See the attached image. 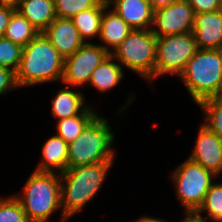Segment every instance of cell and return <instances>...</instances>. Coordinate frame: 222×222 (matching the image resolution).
I'll return each mask as SVG.
<instances>
[{
    "label": "cell",
    "instance_id": "6da1fadb",
    "mask_svg": "<svg viewBox=\"0 0 222 222\" xmlns=\"http://www.w3.org/2000/svg\"><path fill=\"white\" fill-rule=\"evenodd\" d=\"M113 162L67 168L60 174L61 221L78 214L99 192Z\"/></svg>",
    "mask_w": 222,
    "mask_h": 222
},
{
    "label": "cell",
    "instance_id": "7a4b0ae2",
    "mask_svg": "<svg viewBox=\"0 0 222 222\" xmlns=\"http://www.w3.org/2000/svg\"><path fill=\"white\" fill-rule=\"evenodd\" d=\"M64 58L40 32L22 49L21 61L15 72L18 88L62 81Z\"/></svg>",
    "mask_w": 222,
    "mask_h": 222
},
{
    "label": "cell",
    "instance_id": "3957f363",
    "mask_svg": "<svg viewBox=\"0 0 222 222\" xmlns=\"http://www.w3.org/2000/svg\"><path fill=\"white\" fill-rule=\"evenodd\" d=\"M179 78L197 105L222 96V49H198Z\"/></svg>",
    "mask_w": 222,
    "mask_h": 222
},
{
    "label": "cell",
    "instance_id": "277c9868",
    "mask_svg": "<svg viewBox=\"0 0 222 222\" xmlns=\"http://www.w3.org/2000/svg\"><path fill=\"white\" fill-rule=\"evenodd\" d=\"M22 189L21 194L14 196L30 222H48L61 209L59 173L34 170Z\"/></svg>",
    "mask_w": 222,
    "mask_h": 222
},
{
    "label": "cell",
    "instance_id": "5b68a950",
    "mask_svg": "<svg viewBox=\"0 0 222 222\" xmlns=\"http://www.w3.org/2000/svg\"><path fill=\"white\" fill-rule=\"evenodd\" d=\"M112 131L108 119L98 114L74 141L68 143V168L114 162Z\"/></svg>",
    "mask_w": 222,
    "mask_h": 222
},
{
    "label": "cell",
    "instance_id": "8992f818",
    "mask_svg": "<svg viewBox=\"0 0 222 222\" xmlns=\"http://www.w3.org/2000/svg\"><path fill=\"white\" fill-rule=\"evenodd\" d=\"M156 48L157 36L151 29H132L111 55L122 68L151 83L155 79Z\"/></svg>",
    "mask_w": 222,
    "mask_h": 222
},
{
    "label": "cell",
    "instance_id": "52a82bcc",
    "mask_svg": "<svg viewBox=\"0 0 222 222\" xmlns=\"http://www.w3.org/2000/svg\"><path fill=\"white\" fill-rule=\"evenodd\" d=\"M170 178L176 186V197L184 211H191L201 207L207 191L217 176L187 158L178 165Z\"/></svg>",
    "mask_w": 222,
    "mask_h": 222
},
{
    "label": "cell",
    "instance_id": "ba28073f",
    "mask_svg": "<svg viewBox=\"0 0 222 222\" xmlns=\"http://www.w3.org/2000/svg\"><path fill=\"white\" fill-rule=\"evenodd\" d=\"M197 50L192 32L157 37L155 78L165 74L180 76Z\"/></svg>",
    "mask_w": 222,
    "mask_h": 222
},
{
    "label": "cell",
    "instance_id": "9c48e42d",
    "mask_svg": "<svg viewBox=\"0 0 222 222\" xmlns=\"http://www.w3.org/2000/svg\"><path fill=\"white\" fill-rule=\"evenodd\" d=\"M109 55L98 44L86 42L71 56L64 59L62 83L72 87L88 86L92 72Z\"/></svg>",
    "mask_w": 222,
    "mask_h": 222
},
{
    "label": "cell",
    "instance_id": "30bf717a",
    "mask_svg": "<svg viewBox=\"0 0 222 222\" xmlns=\"http://www.w3.org/2000/svg\"><path fill=\"white\" fill-rule=\"evenodd\" d=\"M195 13L186 0L154 10L152 32L168 36L192 32ZM156 27V28H155Z\"/></svg>",
    "mask_w": 222,
    "mask_h": 222
},
{
    "label": "cell",
    "instance_id": "8fae6325",
    "mask_svg": "<svg viewBox=\"0 0 222 222\" xmlns=\"http://www.w3.org/2000/svg\"><path fill=\"white\" fill-rule=\"evenodd\" d=\"M198 131L195 148L188 158L219 177L222 173V139L204 124Z\"/></svg>",
    "mask_w": 222,
    "mask_h": 222
},
{
    "label": "cell",
    "instance_id": "7c38bea8",
    "mask_svg": "<svg viewBox=\"0 0 222 222\" xmlns=\"http://www.w3.org/2000/svg\"><path fill=\"white\" fill-rule=\"evenodd\" d=\"M43 33L64 59L85 44L73 21L69 18L56 17Z\"/></svg>",
    "mask_w": 222,
    "mask_h": 222
},
{
    "label": "cell",
    "instance_id": "4fadbf2b",
    "mask_svg": "<svg viewBox=\"0 0 222 222\" xmlns=\"http://www.w3.org/2000/svg\"><path fill=\"white\" fill-rule=\"evenodd\" d=\"M192 33L198 49H222L220 11L195 14Z\"/></svg>",
    "mask_w": 222,
    "mask_h": 222
},
{
    "label": "cell",
    "instance_id": "5bb4252c",
    "mask_svg": "<svg viewBox=\"0 0 222 222\" xmlns=\"http://www.w3.org/2000/svg\"><path fill=\"white\" fill-rule=\"evenodd\" d=\"M107 3L132 29H152L154 10L148 0H107Z\"/></svg>",
    "mask_w": 222,
    "mask_h": 222
},
{
    "label": "cell",
    "instance_id": "9a60e30c",
    "mask_svg": "<svg viewBox=\"0 0 222 222\" xmlns=\"http://www.w3.org/2000/svg\"><path fill=\"white\" fill-rule=\"evenodd\" d=\"M68 168V143L60 136L48 138L42 147V160L35 171L63 173Z\"/></svg>",
    "mask_w": 222,
    "mask_h": 222
},
{
    "label": "cell",
    "instance_id": "2e32d148",
    "mask_svg": "<svg viewBox=\"0 0 222 222\" xmlns=\"http://www.w3.org/2000/svg\"><path fill=\"white\" fill-rule=\"evenodd\" d=\"M106 8L101 18L100 36L101 45L111 54L127 37L132 28L112 8ZM111 48V49H110Z\"/></svg>",
    "mask_w": 222,
    "mask_h": 222
},
{
    "label": "cell",
    "instance_id": "e0dca14e",
    "mask_svg": "<svg viewBox=\"0 0 222 222\" xmlns=\"http://www.w3.org/2000/svg\"><path fill=\"white\" fill-rule=\"evenodd\" d=\"M51 105V114L57 121L80 115L88 107L82 92L68 88L56 92Z\"/></svg>",
    "mask_w": 222,
    "mask_h": 222
},
{
    "label": "cell",
    "instance_id": "ac0fdd59",
    "mask_svg": "<svg viewBox=\"0 0 222 222\" xmlns=\"http://www.w3.org/2000/svg\"><path fill=\"white\" fill-rule=\"evenodd\" d=\"M17 11L39 32H43L57 17L54 0H21Z\"/></svg>",
    "mask_w": 222,
    "mask_h": 222
},
{
    "label": "cell",
    "instance_id": "d6986e66",
    "mask_svg": "<svg viewBox=\"0 0 222 222\" xmlns=\"http://www.w3.org/2000/svg\"><path fill=\"white\" fill-rule=\"evenodd\" d=\"M116 63H115V62ZM122 66L109 54L92 72L88 85L105 93L121 83L124 73Z\"/></svg>",
    "mask_w": 222,
    "mask_h": 222
},
{
    "label": "cell",
    "instance_id": "ffe728a7",
    "mask_svg": "<svg viewBox=\"0 0 222 222\" xmlns=\"http://www.w3.org/2000/svg\"><path fill=\"white\" fill-rule=\"evenodd\" d=\"M106 8H108L107 0H101L95 7L70 18L85 43L86 40L96 36L99 39L101 18Z\"/></svg>",
    "mask_w": 222,
    "mask_h": 222
},
{
    "label": "cell",
    "instance_id": "44dd1931",
    "mask_svg": "<svg viewBox=\"0 0 222 222\" xmlns=\"http://www.w3.org/2000/svg\"><path fill=\"white\" fill-rule=\"evenodd\" d=\"M98 115L91 106H88L80 115L57 121V135L67 143L74 141L85 127Z\"/></svg>",
    "mask_w": 222,
    "mask_h": 222
},
{
    "label": "cell",
    "instance_id": "7402d4cb",
    "mask_svg": "<svg viewBox=\"0 0 222 222\" xmlns=\"http://www.w3.org/2000/svg\"><path fill=\"white\" fill-rule=\"evenodd\" d=\"M40 32L18 11L10 18L4 37L21 47H25Z\"/></svg>",
    "mask_w": 222,
    "mask_h": 222
},
{
    "label": "cell",
    "instance_id": "603a6c76",
    "mask_svg": "<svg viewBox=\"0 0 222 222\" xmlns=\"http://www.w3.org/2000/svg\"><path fill=\"white\" fill-rule=\"evenodd\" d=\"M198 106L206 117L203 124L222 139V96L205 99Z\"/></svg>",
    "mask_w": 222,
    "mask_h": 222
},
{
    "label": "cell",
    "instance_id": "cb8c5ba5",
    "mask_svg": "<svg viewBox=\"0 0 222 222\" xmlns=\"http://www.w3.org/2000/svg\"><path fill=\"white\" fill-rule=\"evenodd\" d=\"M198 211L200 213L206 212L210 221L220 222L222 219V182L211 184Z\"/></svg>",
    "mask_w": 222,
    "mask_h": 222
},
{
    "label": "cell",
    "instance_id": "d4e9b609",
    "mask_svg": "<svg viewBox=\"0 0 222 222\" xmlns=\"http://www.w3.org/2000/svg\"><path fill=\"white\" fill-rule=\"evenodd\" d=\"M101 0H54L58 18H72L82 11L95 7Z\"/></svg>",
    "mask_w": 222,
    "mask_h": 222
},
{
    "label": "cell",
    "instance_id": "484cf974",
    "mask_svg": "<svg viewBox=\"0 0 222 222\" xmlns=\"http://www.w3.org/2000/svg\"><path fill=\"white\" fill-rule=\"evenodd\" d=\"M0 222H30L14 195L0 199Z\"/></svg>",
    "mask_w": 222,
    "mask_h": 222
},
{
    "label": "cell",
    "instance_id": "4316f807",
    "mask_svg": "<svg viewBox=\"0 0 222 222\" xmlns=\"http://www.w3.org/2000/svg\"><path fill=\"white\" fill-rule=\"evenodd\" d=\"M22 49L11 40L0 37V66L16 72L21 61Z\"/></svg>",
    "mask_w": 222,
    "mask_h": 222
},
{
    "label": "cell",
    "instance_id": "83f0119b",
    "mask_svg": "<svg viewBox=\"0 0 222 222\" xmlns=\"http://www.w3.org/2000/svg\"><path fill=\"white\" fill-rule=\"evenodd\" d=\"M15 72L9 68L0 66V96L7 91L17 89Z\"/></svg>",
    "mask_w": 222,
    "mask_h": 222
},
{
    "label": "cell",
    "instance_id": "f1b7e54d",
    "mask_svg": "<svg viewBox=\"0 0 222 222\" xmlns=\"http://www.w3.org/2000/svg\"><path fill=\"white\" fill-rule=\"evenodd\" d=\"M195 14L214 12L219 10L221 0H186Z\"/></svg>",
    "mask_w": 222,
    "mask_h": 222
},
{
    "label": "cell",
    "instance_id": "f546056e",
    "mask_svg": "<svg viewBox=\"0 0 222 222\" xmlns=\"http://www.w3.org/2000/svg\"><path fill=\"white\" fill-rule=\"evenodd\" d=\"M14 12L15 11L10 8L0 6V37H4L11 15Z\"/></svg>",
    "mask_w": 222,
    "mask_h": 222
},
{
    "label": "cell",
    "instance_id": "4dcf8cb0",
    "mask_svg": "<svg viewBox=\"0 0 222 222\" xmlns=\"http://www.w3.org/2000/svg\"><path fill=\"white\" fill-rule=\"evenodd\" d=\"M184 215L185 217L181 222H212L203 217L202 213L198 210L185 211Z\"/></svg>",
    "mask_w": 222,
    "mask_h": 222
},
{
    "label": "cell",
    "instance_id": "1f68e13d",
    "mask_svg": "<svg viewBox=\"0 0 222 222\" xmlns=\"http://www.w3.org/2000/svg\"><path fill=\"white\" fill-rule=\"evenodd\" d=\"M153 10L172 5L180 0H148Z\"/></svg>",
    "mask_w": 222,
    "mask_h": 222
},
{
    "label": "cell",
    "instance_id": "d6a6232c",
    "mask_svg": "<svg viewBox=\"0 0 222 222\" xmlns=\"http://www.w3.org/2000/svg\"><path fill=\"white\" fill-rule=\"evenodd\" d=\"M21 0H0V6L17 11Z\"/></svg>",
    "mask_w": 222,
    "mask_h": 222
},
{
    "label": "cell",
    "instance_id": "836d02e7",
    "mask_svg": "<svg viewBox=\"0 0 222 222\" xmlns=\"http://www.w3.org/2000/svg\"><path fill=\"white\" fill-rule=\"evenodd\" d=\"M134 222H166L165 220L155 218V217H150V216H142L138 219H136Z\"/></svg>",
    "mask_w": 222,
    "mask_h": 222
},
{
    "label": "cell",
    "instance_id": "e575fe53",
    "mask_svg": "<svg viewBox=\"0 0 222 222\" xmlns=\"http://www.w3.org/2000/svg\"><path fill=\"white\" fill-rule=\"evenodd\" d=\"M219 11H220L221 16H222V0H221V5H220V7H219Z\"/></svg>",
    "mask_w": 222,
    "mask_h": 222
}]
</instances>
